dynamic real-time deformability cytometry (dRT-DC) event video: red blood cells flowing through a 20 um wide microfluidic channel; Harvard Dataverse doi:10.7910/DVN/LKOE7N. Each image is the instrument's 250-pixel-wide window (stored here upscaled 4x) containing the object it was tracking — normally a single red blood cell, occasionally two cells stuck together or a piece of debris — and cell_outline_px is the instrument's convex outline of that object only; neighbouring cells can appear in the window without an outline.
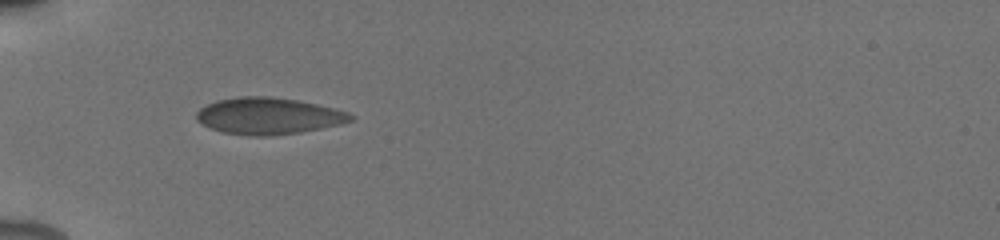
{"species": "human", "species_latin": "Homo sapiens", "temperature_condition": "cold", "stored_images_in_passage": 23, "camera_frame_rate_fps": 3000, "um_per_image_px": 0.085, "donor": {"sex": "male"}, "frame": {"image": 1, "passage_image": 1, "time_ms": 0.0, "image_size_px": [1000, 240], "cell_outline_px": [[356, 116], [352, 120], [340, 124], [300, 132], [264, 136], [252, 136], [224, 132], [208, 128], [196, 120], [196, 112], [200, 108], [216, 100], [240, 96], [272, 96], [296, 100], [336, 108], [348, 112]], "centroid_in_image_um": [22.8, 9.85], "position_along_channel_um": 62.2, "area_um2": 32.95}}
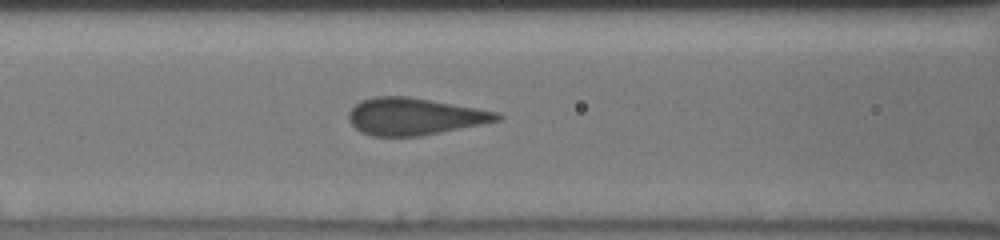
{"frame": {"image": 2, "passage_image": 13, "time_ms": 2.0, "image_size_px": [1000, 240], "cell_outline_px": [[504, 116], [500, 120], [420, 136], [372, 136], [360, 132], [348, 120], [348, 112], [356, 104], [364, 100], [376, 96], [408, 96], [476, 108], [496, 112]], "centroid_in_image_um": [35.19, 9.9], "position_along_channel_um": 131.4, "area_um2": 31.67}}